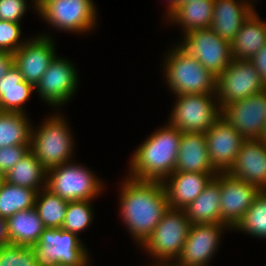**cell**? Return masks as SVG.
<instances>
[{
	"label": "cell",
	"mask_w": 266,
	"mask_h": 266,
	"mask_svg": "<svg viewBox=\"0 0 266 266\" xmlns=\"http://www.w3.org/2000/svg\"><path fill=\"white\" fill-rule=\"evenodd\" d=\"M6 221L9 244L32 247L45 229L35 208L18 211Z\"/></svg>",
	"instance_id": "24"
},
{
	"label": "cell",
	"mask_w": 266,
	"mask_h": 266,
	"mask_svg": "<svg viewBox=\"0 0 266 266\" xmlns=\"http://www.w3.org/2000/svg\"><path fill=\"white\" fill-rule=\"evenodd\" d=\"M230 229L224 223H205L190 226L188 237L176 261L186 266H208L217 251L222 231Z\"/></svg>",
	"instance_id": "15"
},
{
	"label": "cell",
	"mask_w": 266,
	"mask_h": 266,
	"mask_svg": "<svg viewBox=\"0 0 266 266\" xmlns=\"http://www.w3.org/2000/svg\"><path fill=\"white\" fill-rule=\"evenodd\" d=\"M35 87L25 80L20 71L13 66L0 80V111L26 113V103Z\"/></svg>",
	"instance_id": "25"
},
{
	"label": "cell",
	"mask_w": 266,
	"mask_h": 266,
	"mask_svg": "<svg viewBox=\"0 0 266 266\" xmlns=\"http://www.w3.org/2000/svg\"><path fill=\"white\" fill-rule=\"evenodd\" d=\"M165 58L163 72L175 95L216 94L217 77L178 45L170 48Z\"/></svg>",
	"instance_id": "3"
},
{
	"label": "cell",
	"mask_w": 266,
	"mask_h": 266,
	"mask_svg": "<svg viewBox=\"0 0 266 266\" xmlns=\"http://www.w3.org/2000/svg\"><path fill=\"white\" fill-rule=\"evenodd\" d=\"M168 124L182 133H205L221 116L216 94L176 95Z\"/></svg>",
	"instance_id": "7"
},
{
	"label": "cell",
	"mask_w": 266,
	"mask_h": 266,
	"mask_svg": "<svg viewBox=\"0 0 266 266\" xmlns=\"http://www.w3.org/2000/svg\"><path fill=\"white\" fill-rule=\"evenodd\" d=\"M252 3V0H214L211 29L231 42L244 21L256 10Z\"/></svg>",
	"instance_id": "20"
},
{
	"label": "cell",
	"mask_w": 266,
	"mask_h": 266,
	"mask_svg": "<svg viewBox=\"0 0 266 266\" xmlns=\"http://www.w3.org/2000/svg\"><path fill=\"white\" fill-rule=\"evenodd\" d=\"M103 184L88 167L73 162L47 171L46 188L67 201L94 200Z\"/></svg>",
	"instance_id": "5"
},
{
	"label": "cell",
	"mask_w": 266,
	"mask_h": 266,
	"mask_svg": "<svg viewBox=\"0 0 266 266\" xmlns=\"http://www.w3.org/2000/svg\"><path fill=\"white\" fill-rule=\"evenodd\" d=\"M90 257H89V254L79 263V264H76V265H71V264H61V263H55L53 266H88L90 263L89 260Z\"/></svg>",
	"instance_id": "41"
},
{
	"label": "cell",
	"mask_w": 266,
	"mask_h": 266,
	"mask_svg": "<svg viewBox=\"0 0 266 266\" xmlns=\"http://www.w3.org/2000/svg\"><path fill=\"white\" fill-rule=\"evenodd\" d=\"M227 173L266 191V143L262 139L244 140Z\"/></svg>",
	"instance_id": "18"
},
{
	"label": "cell",
	"mask_w": 266,
	"mask_h": 266,
	"mask_svg": "<svg viewBox=\"0 0 266 266\" xmlns=\"http://www.w3.org/2000/svg\"><path fill=\"white\" fill-rule=\"evenodd\" d=\"M32 248L38 266L76 265L88 255L79 236L62 228H45Z\"/></svg>",
	"instance_id": "8"
},
{
	"label": "cell",
	"mask_w": 266,
	"mask_h": 266,
	"mask_svg": "<svg viewBox=\"0 0 266 266\" xmlns=\"http://www.w3.org/2000/svg\"><path fill=\"white\" fill-rule=\"evenodd\" d=\"M20 23L0 20V51L15 53L27 40L22 41Z\"/></svg>",
	"instance_id": "34"
},
{
	"label": "cell",
	"mask_w": 266,
	"mask_h": 266,
	"mask_svg": "<svg viewBox=\"0 0 266 266\" xmlns=\"http://www.w3.org/2000/svg\"><path fill=\"white\" fill-rule=\"evenodd\" d=\"M37 194V190L3 181L0 186V217L7 219L18 211L34 208Z\"/></svg>",
	"instance_id": "29"
},
{
	"label": "cell",
	"mask_w": 266,
	"mask_h": 266,
	"mask_svg": "<svg viewBox=\"0 0 266 266\" xmlns=\"http://www.w3.org/2000/svg\"><path fill=\"white\" fill-rule=\"evenodd\" d=\"M154 266H186V265H181L177 261L175 263L173 260H167V261L158 262L157 264L155 263Z\"/></svg>",
	"instance_id": "42"
},
{
	"label": "cell",
	"mask_w": 266,
	"mask_h": 266,
	"mask_svg": "<svg viewBox=\"0 0 266 266\" xmlns=\"http://www.w3.org/2000/svg\"><path fill=\"white\" fill-rule=\"evenodd\" d=\"M175 171L219 173L210 162L205 133H182Z\"/></svg>",
	"instance_id": "21"
},
{
	"label": "cell",
	"mask_w": 266,
	"mask_h": 266,
	"mask_svg": "<svg viewBox=\"0 0 266 266\" xmlns=\"http://www.w3.org/2000/svg\"><path fill=\"white\" fill-rule=\"evenodd\" d=\"M3 181H4V176L0 174V186L3 183Z\"/></svg>",
	"instance_id": "45"
},
{
	"label": "cell",
	"mask_w": 266,
	"mask_h": 266,
	"mask_svg": "<svg viewBox=\"0 0 266 266\" xmlns=\"http://www.w3.org/2000/svg\"><path fill=\"white\" fill-rule=\"evenodd\" d=\"M266 89L255 66L249 60L232 59L217 77L216 96L219 109Z\"/></svg>",
	"instance_id": "10"
},
{
	"label": "cell",
	"mask_w": 266,
	"mask_h": 266,
	"mask_svg": "<svg viewBox=\"0 0 266 266\" xmlns=\"http://www.w3.org/2000/svg\"><path fill=\"white\" fill-rule=\"evenodd\" d=\"M266 44V21L253 11L230 42L233 59L250 60Z\"/></svg>",
	"instance_id": "22"
},
{
	"label": "cell",
	"mask_w": 266,
	"mask_h": 266,
	"mask_svg": "<svg viewBox=\"0 0 266 266\" xmlns=\"http://www.w3.org/2000/svg\"><path fill=\"white\" fill-rule=\"evenodd\" d=\"M92 200L68 201L66 216L62 229L78 234L93 222Z\"/></svg>",
	"instance_id": "32"
},
{
	"label": "cell",
	"mask_w": 266,
	"mask_h": 266,
	"mask_svg": "<svg viewBox=\"0 0 266 266\" xmlns=\"http://www.w3.org/2000/svg\"><path fill=\"white\" fill-rule=\"evenodd\" d=\"M31 145H16L0 148V174L6 175L23 156L30 151Z\"/></svg>",
	"instance_id": "35"
},
{
	"label": "cell",
	"mask_w": 266,
	"mask_h": 266,
	"mask_svg": "<svg viewBox=\"0 0 266 266\" xmlns=\"http://www.w3.org/2000/svg\"><path fill=\"white\" fill-rule=\"evenodd\" d=\"M9 244V237L7 234V221L5 218L0 217V247Z\"/></svg>",
	"instance_id": "39"
},
{
	"label": "cell",
	"mask_w": 266,
	"mask_h": 266,
	"mask_svg": "<svg viewBox=\"0 0 266 266\" xmlns=\"http://www.w3.org/2000/svg\"><path fill=\"white\" fill-rule=\"evenodd\" d=\"M262 140L266 143V130H265V133H264Z\"/></svg>",
	"instance_id": "46"
},
{
	"label": "cell",
	"mask_w": 266,
	"mask_h": 266,
	"mask_svg": "<svg viewBox=\"0 0 266 266\" xmlns=\"http://www.w3.org/2000/svg\"><path fill=\"white\" fill-rule=\"evenodd\" d=\"M95 9L92 0H51L37 13L51 26L75 34L92 31L97 21Z\"/></svg>",
	"instance_id": "11"
},
{
	"label": "cell",
	"mask_w": 266,
	"mask_h": 266,
	"mask_svg": "<svg viewBox=\"0 0 266 266\" xmlns=\"http://www.w3.org/2000/svg\"><path fill=\"white\" fill-rule=\"evenodd\" d=\"M49 35H37L14 53V66L20 71L23 80L34 87L56 56L55 44Z\"/></svg>",
	"instance_id": "16"
},
{
	"label": "cell",
	"mask_w": 266,
	"mask_h": 266,
	"mask_svg": "<svg viewBox=\"0 0 266 266\" xmlns=\"http://www.w3.org/2000/svg\"><path fill=\"white\" fill-rule=\"evenodd\" d=\"M54 114L31 132L30 150L47 171L73 161L74 138L69 124L61 114Z\"/></svg>",
	"instance_id": "4"
},
{
	"label": "cell",
	"mask_w": 266,
	"mask_h": 266,
	"mask_svg": "<svg viewBox=\"0 0 266 266\" xmlns=\"http://www.w3.org/2000/svg\"><path fill=\"white\" fill-rule=\"evenodd\" d=\"M217 174L174 171L162 181L169 207L185 209Z\"/></svg>",
	"instance_id": "19"
},
{
	"label": "cell",
	"mask_w": 266,
	"mask_h": 266,
	"mask_svg": "<svg viewBox=\"0 0 266 266\" xmlns=\"http://www.w3.org/2000/svg\"><path fill=\"white\" fill-rule=\"evenodd\" d=\"M266 239V191H261L242 219L233 228Z\"/></svg>",
	"instance_id": "31"
},
{
	"label": "cell",
	"mask_w": 266,
	"mask_h": 266,
	"mask_svg": "<svg viewBox=\"0 0 266 266\" xmlns=\"http://www.w3.org/2000/svg\"><path fill=\"white\" fill-rule=\"evenodd\" d=\"M221 116L245 140L262 139L266 130V89L225 105Z\"/></svg>",
	"instance_id": "12"
},
{
	"label": "cell",
	"mask_w": 266,
	"mask_h": 266,
	"mask_svg": "<svg viewBox=\"0 0 266 266\" xmlns=\"http://www.w3.org/2000/svg\"><path fill=\"white\" fill-rule=\"evenodd\" d=\"M183 35L184 41L179 42L178 46L196 58L214 76L218 77L231 63L230 42L211 28L196 29Z\"/></svg>",
	"instance_id": "9"
},
{
	"label": "cell",
	"mask_w": 266,
	"mask_h": 266,
	"mask_svg": "<svg viewBox=\"0 0 266 266\" xmlns=\"http://www.w3.org/2000/svg\"><path fill=\"white\" fill-rule=\"evenodd\" d=\"M67 206V200L45 187L38 192L34 208L45 228H61L65 220Z\"/></svg>",
	"instance_id": "30"
},
{
	"label": "cell",
	"mask_w": 266,
	"mask_h": 266,
	"mask_svg": "<svg viewBox=\"0 0 266 266\" xmlns=\"http://www.w3.org/2000/svg\"><path fill=\"white\" fill-rule=\"evenodd\" d=\"M219 173L209 182L202 193L185 209L191 225L220 223Z\"/></svg>",
	"instance_id": "23"
},
{
	"label": "cell",
	"mask_w": 266,
	"mask_h": 266,
	"mask_svg": "<svg viewBox=\"0 0 266 266\" xmlns=\"http://www.w3.org/2000/svg\"><path fill=\"white\" fill-rule=\"evenodd\" d=\"M78 74L69 60L55 56L35 86L39 97L54 108L64 106L78 87Z\"/></svg>",
	"instance_id": "13"
},
{
	"label": "cell",
	"mask_w": 266,
	"mask_h": 266,
	"mask_svg": "<svg viewBox=\"0 0 266 266\" xmlns=\"http://www.w3.org/2000/svg\"><path fill=\"white\" fill-rule=\"evenodd\" d=\"M0 266H38L33 248L15 244L0 247Z\"/></svg>",
	"instance_id": "33"
},
{
	"label": "cell",
	"mask_w": 266,
	"mask_h": 266,
	"mask_svg": "<svg viewBox=\"0 0 266 266\" xmlns=\"http://www.w3.org/2000/svg\"><path fill=\"white\" fill-rule=\"evenodd\" d=\"M195 0H180L179 4H186V3H190V2H194Z\"/></svg>",
	"instance_id": "44"
},
{
	"label": "cell",
	"mask_w": 266,
	"mask_h": 266,
	"mask_svg": "<svg viewBox=\"0 0 266 266\" xmlns=\"http://www.w3.org/2000/svg\"><path fill=\"white\" fill-rule=\"evenodd\" d=\"M205 135L211 164L218 172H227L234 164L245 139L222 116Z\"/></svg>",
	"instance_id": "17"
},
{
	"label": "cell",
	"mask_w": 266,
	"mask_h": 266,
	"mask_svg": "<svg viewBox=\"0 0 266 266\" xmlns=\"http://www.w3.org/2000/svg\"><path fill=\"white\" fill-rule=\"evenodd\" d=\"M249 61L255 66L261 81L266 86V44Z\"/></svg>",
	"instance_id": "37"
},
{
	"label": "cell",
	"mask_w": 266,
	"mask_h": 266,
	"mask_svg": "<svg viewBox=\"0 0 266 266\" xmlns=\"http://www.w3.org/2000/svg\"><path fill=\"white\" fill-rule=\"evenodd\" d=\"M182 132L168 123L153 132L136 149L130 160L129 178L163 181L176 167Z\"/></svg>",
	"instance_id": "2"
},
{
	"label": "cell",
	"mask_w": 266,
	"mask_h": 266,
	"mask_svg": "<svg viewBox=\"0 0 266 266\" xmlns=\"http://www.w3.org/2000/svg\"><path fill=\"white\" fill-rule=\"evenodd\" d=\"M168 1V6H167V13L166 15H170L179 5L180 0H167Z\"/></svg>",
	"instance_id": "40"
},
{
	"label": "cell",
	"mask_w": 266,
	"mask_h": 266,
	"mask_svg": "<svg viewBox=\"0 0 266 266\" xmlns=\"http://www.w3.org/2000/svg\"><path fill=\"white\" fill-rule=\"evenodd\" d=\"M214 0H195L194 2L179 4L168 16L167 20L179 24L184 34L203 28H211Z\"/></svg>",
	"instance_id": "26"
},
{
	"label": "cell",
	"mask_w": 266,
	"mask_h": 266,
	"mask_svg": "<svg viewBox=\"0 0 266 266\" xmlns=\"http://www.w3.org/2000/svg\"><path fill=\"white\" fill-rule=\"evenodd\" d=\"M191 223L184 209L170 208L156 225L151 235L141 245L156 263L176 260L188 237Z\"/></svg>",
	"instance_id": "6"
},
{
	"label": "cell",
	"mask_w": 266,
	"mask_h": 266,
	"mask_svg": "<svg viewBox=\"0 0 266 266\" xmlns=\"http://www.w3.org/2000/svg\"><path fill=\"white\" fill-rule=\"evenodd\" d=\"M25 113L0 111V148L31 145L32 124Z\"/></svg>",
	"instance_id": "28"
},
{
	"label": "cell",
	"mask_w": 266,
	"mask_h": 266,
	"mask_svg": "<svg viewBox=\"0 0 266 266\" xmlns=\"http://www.w3.org/2000/svg\"><path fill=\"white\" fill-rule=\"evenodd\" d=\"M26 0H0V20L21 23L27 11Z\"/></svg>",
	"instance_id": "36"
},
{
	"label": "cell",
	"mask_w": 266,
	"mask_h": 266,
	"mask_svg": "<svg viewBox=\"0 0 266 266\" xmlns=\"http://www.w3.org/2000/svg\"><path fill=\"white\" fill-rule=\"evenodd\" d=\"M47 170L30 150L4 175V181L38 192L46 187Z\"/></svg>",
	"instance_id": "27"
},
{
	"label": "cell",
	"mask_w": 266,
	"mask_h": 266,
	"mask_svg": "<svg viewBox=\"0 0 266 266\" xmlns=\"http://www.w3.org/2000/svg\"><path fill=\"white\" fill-rule=\"evenodd\" d=\"M48 1H51V0H37V2L34 4L35 8L36 9V12H38Z\"/></svg>",
	"instance_id": "43"
},
{
	"label": "cell",
	"mask_w": 266,
	"mask_h": 266,
	"mask_svg": "<svg viewBox=\"0 0 266 266\" xmlns=\"http://www.w3.org/2000/svg\"><path fill=\"white\" fill-rule=\"evenodd\" d=\"M119 191L121 219L141 246L169 209L163 183L127 177Z\"/></svg>",
	"instance_id": "1"
},
{
	"label": "cell",
	"mask_w": 266,
	"mask_h": 266,
	"mask_svg": "<svg viewBox=\"0 0 266 266\" xmlns=\"http://www.w3.org/2000/svg\"><path fill=\"white\" fill-rule=\"evenodd\" d=\"M14 66V53L0 51V80Z\"/></svg>",
	"instance_id": "38"
},
{
	"label": "cell",
	"mask_w": 266,
	"mask_h": 266,
	"mask_svg": "<svg viewBox=\"0 0 266 266\" xmlns=\"http://www.w3.org/2000/svg\"><path fill=\"white\" fill-rule=\"evenodd\" d=\"M220 187V223L230 230L242 219L261 190L245 181L219 172Z\"/></svg>",
	"instance_id": "14"
}]
</instances>
